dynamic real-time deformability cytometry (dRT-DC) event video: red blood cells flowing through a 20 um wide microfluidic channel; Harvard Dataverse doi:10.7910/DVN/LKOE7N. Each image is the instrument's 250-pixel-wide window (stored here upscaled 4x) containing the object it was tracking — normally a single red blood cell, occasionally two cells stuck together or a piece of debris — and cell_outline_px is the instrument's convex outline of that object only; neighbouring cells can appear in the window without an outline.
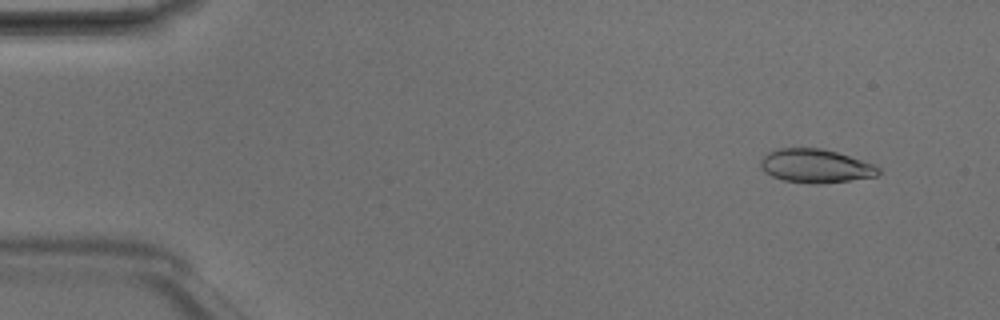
{"species": "Egyptian fruit bat (a non-hibernating species)", "species_latin": "Rousettus aegyptiacus", "temperature_condition": "room temperature", "stored_images_in_passage": 4, "camera_frame_rate_fps": 3000, "um_per_image_px": 0.085, "animal": {"sex": "male"}, "frame": {"image": 1, "passage_image": 2, "time_ms": 0.333, "image_size_px": [1000, 320], "cell_outline_px": [[880, 172], [876, 176], [820, 184], [812, 184], [784, 180], [772, 176], [764, 172], [760, 168], [760, 160], [768, 152], [780, 148], [824, 148], [876, 164], [880, 168]], "centroid_in_image_um": [69.33, 14.1], "position_along_channel_um": 15.7, "area_um2": 23.24}}
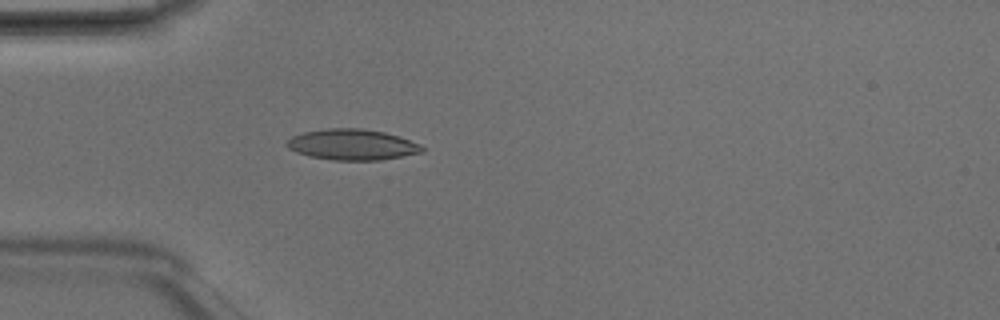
{"frame": {"image": 2, "passage_image": 4, "time_ms": 1.0, "image_size_px": [1000, 320], "cell_outline_px": [[424, 152], [380, 160], [336, 160], [308, 156], [296, 152], [288, 148], [288, 140], [292, 136], [304, 132], [328, 128], [360, 128], [384, 132], [400, 136], [420, 144], [424, 148]], "centroid_in_image_um": [29.96, 12.29], "position_along_channel_um": 55.0, "area_um2": 24.22}}